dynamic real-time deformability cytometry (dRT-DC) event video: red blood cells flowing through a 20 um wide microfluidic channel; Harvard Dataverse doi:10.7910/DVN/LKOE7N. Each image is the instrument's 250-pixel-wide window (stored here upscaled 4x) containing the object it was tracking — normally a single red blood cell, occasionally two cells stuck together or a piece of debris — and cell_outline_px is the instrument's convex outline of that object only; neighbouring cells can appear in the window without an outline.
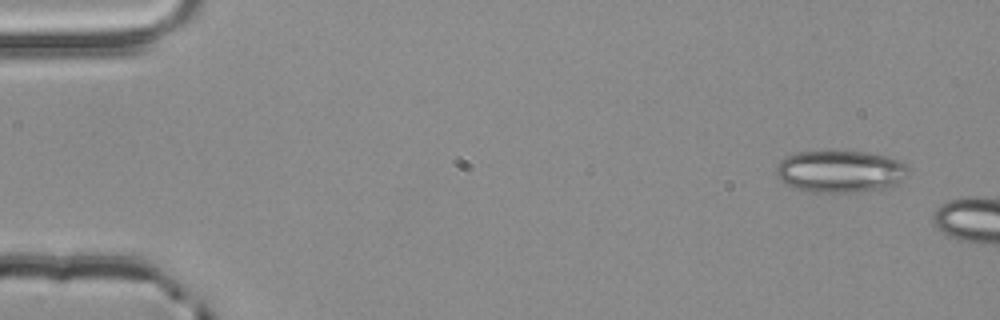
{"species": "common noctule bat (a hibernating species)", "species_latin": "Nyctalus noctula", "temperature_condition": "room temperature", "stored_images_in_passage": 2, "camera_frame_rate_fps": 3000, "um_per_image_px": 0.085, "animal": {"sex": "male", "body_mass_g": 20.4}, "frame": {"image": 1, "passage_image": 1, "time_ms": 0.0, "image_size_px": [1000, 320], "cell_outline_px": [[908, 176], [904, 180], [896, 184], [884, 188], [856, 192], [812, 192], [796, 188], [784, 184], [780, 180], [776, 172], [776, 164], [784, 156], [796, 152], [868, 152], [884, 156], [896, 160], [904, 164], [908, 168]], "centroid_in_image_um": [71.39, 14.58], "position_along_channel_um": 13.6, "area_um2": 32.37}}